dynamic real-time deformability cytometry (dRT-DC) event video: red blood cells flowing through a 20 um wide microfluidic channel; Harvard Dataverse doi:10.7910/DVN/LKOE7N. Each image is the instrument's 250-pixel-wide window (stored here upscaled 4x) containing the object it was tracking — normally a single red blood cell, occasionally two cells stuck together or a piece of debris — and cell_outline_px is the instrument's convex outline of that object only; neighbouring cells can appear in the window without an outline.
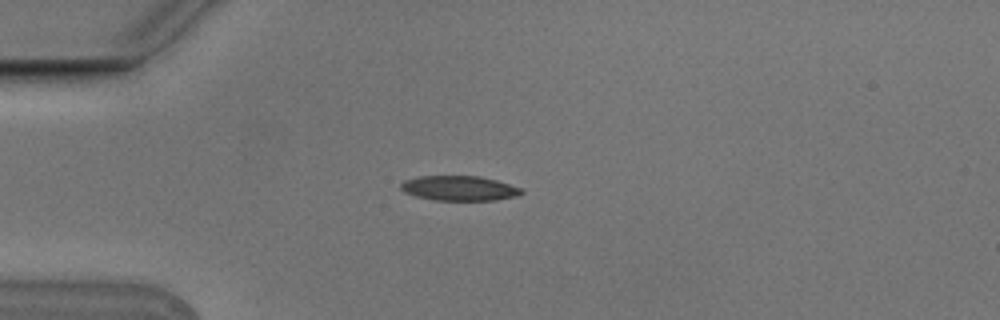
{"species": "Egyptian fruit bat (a non-hibernating species)", "species_latin": "Rousettus aegyptiacus", "temperature_condition": "cold", "stored_images_in_passage": 6, "camera_frame_rate_fps": 3000, "um_per_image_px": 0.085, "animal": {"sex": "male"}, "frame": {"image": 1, "passage_image": 4, "time_ms": 1.0, "image_size_px": [1000, 320], "cell_outline_px": [[524, 192], [516, 196], [496, 200], [436, 200], [416, 196], [404, 192], [400, 188], [400, 184], [404, 180], [420, 176], [480, 176], [496, 180], [520, 188]], "centroid_in_image_um": [39.01, 16.0], "position_along_channel_um": 46.0, "area_um2": 17.34}}